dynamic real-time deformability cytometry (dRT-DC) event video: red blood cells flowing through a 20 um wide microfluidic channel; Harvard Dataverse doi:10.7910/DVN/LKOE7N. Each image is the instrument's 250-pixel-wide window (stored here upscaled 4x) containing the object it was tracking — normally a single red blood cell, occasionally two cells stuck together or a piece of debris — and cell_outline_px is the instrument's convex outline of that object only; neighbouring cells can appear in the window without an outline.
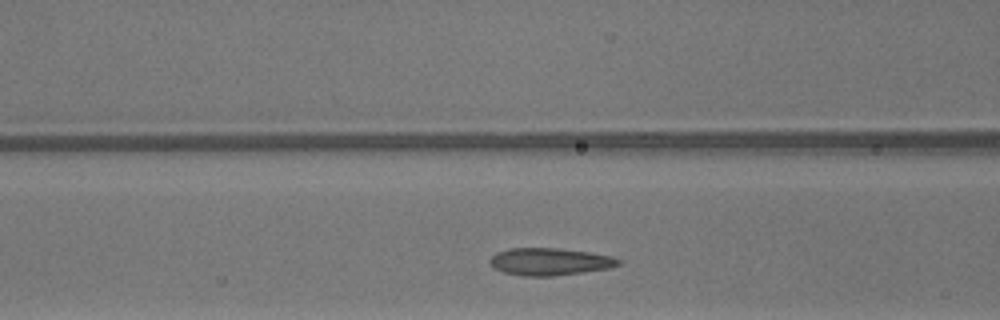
{"species": "common noctule bat (a hibernating species)", "species_latin": "Nyctalus noctula", "temperature_condition": "warm", "stored_images_in_passage": 26, "camera_frame_rate_fps": 3000, "um_per_image_px": 0.085, "animal": {"sex": "male", "body_mass_g": 13.3}, "frame": {"image": 1, "passage_image": 8, "time_ms": 2.333, "image_size_px": [1000, 320], "cell_outline_px": [[624, 260], [620, 264], [608, 268], [552, 276], [524, 276], [504, 272], [492, 268], [488, 260], [496, 252], [508, 248], [556, 248], [588, 252], [612, 256]], "centroid_in_image_um": [46.69, 22.23], "position_along_channel_um": 119.9, "area_um2": 20.46}}
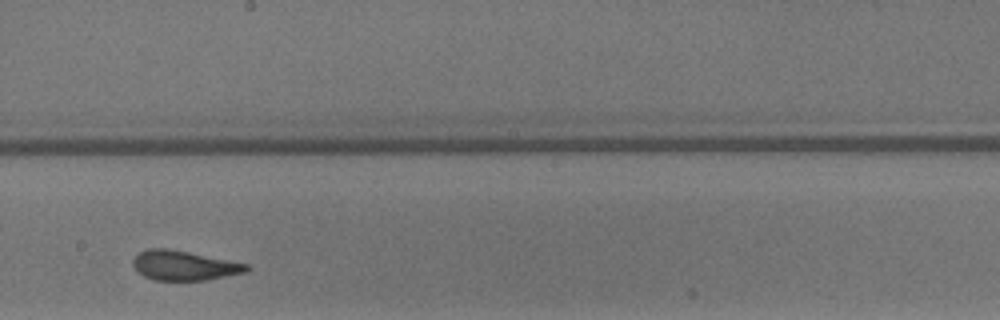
{"frame": {"image": 2, "passage_image": 16, "time_ms": 5.0, "image_size_px": [1000, 320], "cell_outline_px": [[252, 268], [248, 272], [204, 280], [152, 280], [144, 276], [132, 264], [132, 260], [140, 252], [148, 248], [164, 248], [188, 252], [248, 264]], "centroid_in_image_um": [15.67, 22.57], "position_along_channel_um": 232.5, "area_um2": 19.42}}
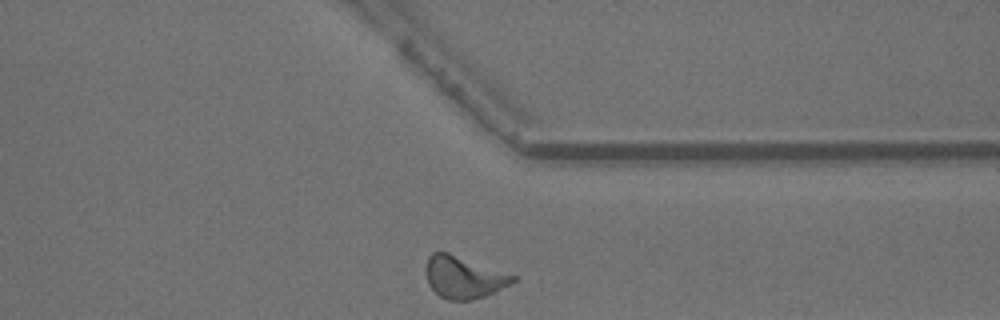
{"frame": {"image": 3, "passage_image": 26, "time_ms": 8.333, "image_size_px": [1000, 320], "cell_outline_px": [[516, 280], [484, 296], [472, 300], [448, 300], [440, 296], [428, 284], [424, 272], [424, 268], [428, 256], [432, 252], [448, 252], [516, 276]], "centroid_in_image_um": [39.33, 23.55], "position_along_channel_um": 372.1, "area_um2": 21.1}, "authors_computed_cell_mechanics": {"area_um2": 20.0855, "velocity_mm_per_s": 4.2256, "shape_relaxation_time_tau1_ms": 5.3427, "shape_relaxation_time_tau2_ms": 1.1011, "deformation_change_tau1": 0.1869, "deformation_change_tau2": 0.0972}}